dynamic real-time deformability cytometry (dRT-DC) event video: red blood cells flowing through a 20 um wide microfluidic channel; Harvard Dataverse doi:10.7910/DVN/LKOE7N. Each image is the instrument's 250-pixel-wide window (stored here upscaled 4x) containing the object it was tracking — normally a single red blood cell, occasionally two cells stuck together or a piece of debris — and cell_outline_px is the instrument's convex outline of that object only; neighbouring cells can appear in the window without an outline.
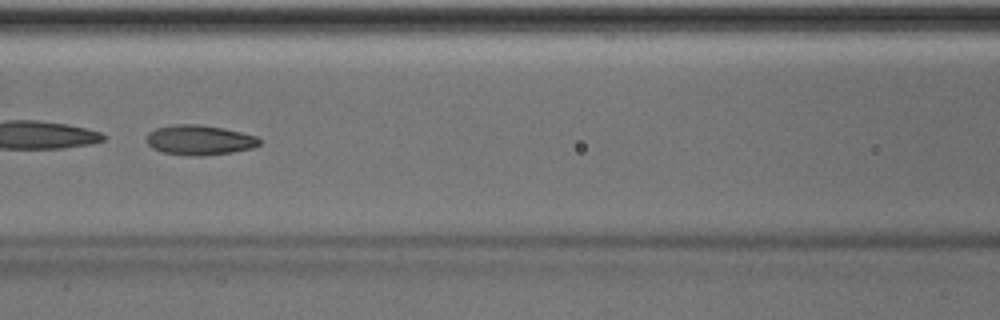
{"species": "Egyptian fruit bat (a non-hibernating species)", "species_latin": "Rousettus aegyptiacus", "temperature_condition": "room temperature", "stored_images_in_passage": 48, "camera_frame_rate_fps": 3000, "um_per_image_px": 0.085, "animal": {"sex": "male"}, "frame": {"image": 1, "passage_image": 21, "time_ms": 6.667, "image_size_px": [1000, 320], "cell_outline_px": [[260, 144], [252, 148], [232, 152], [204, 156], [192, 156], [164, 152], [152, 148], [148, 144], [148, 132], [156, 128], [172, 124], [200, 124], [224, 128], [256, 136], [260, 140]], "centroid_in_image_um": [16.96, 11.9], "position_along_channel_um": 149.6, "area_um2": 19.65}}